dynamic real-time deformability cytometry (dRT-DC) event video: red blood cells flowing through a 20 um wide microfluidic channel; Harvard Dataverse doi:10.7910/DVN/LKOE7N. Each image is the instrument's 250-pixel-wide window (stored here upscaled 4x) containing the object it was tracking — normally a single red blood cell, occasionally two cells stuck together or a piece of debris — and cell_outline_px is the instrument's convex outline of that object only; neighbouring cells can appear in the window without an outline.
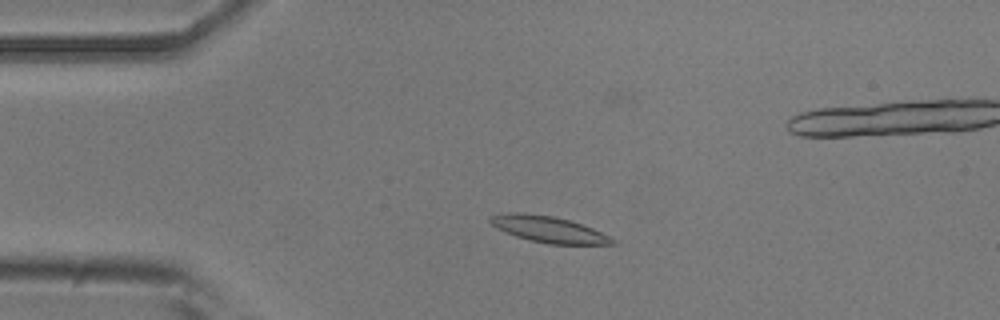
{"species": "common noctule bat (a hibernating species)", "species_latin": "Nyctalus noctula", "temperature_condition": "room temperature", "stored_images_in_passage": 50, "camera_frame_rate_fps": 3000, "um_per_image_px": 0.085, "animal": {"sex": "male", "body_mass_g": 20.5, "forearm_length_mm": 52.5}, "frame": {"image": 1, "passage_image": 9, "time_ms": 2.667, "image_size_px": [1000, 320], "cell_outline_px": [[620, 244], [548, 244], [516, 236], [504, 232], [496, 228], [488, 220], [492, 216], [512, 212], [520, 212], [552, 216], [568, 220], [592, 228], [616, 240]], "centroid_in_image_um": [46.63, 19.5], "position_along_channel_um": 38.4, "area_um2": 18.38}}
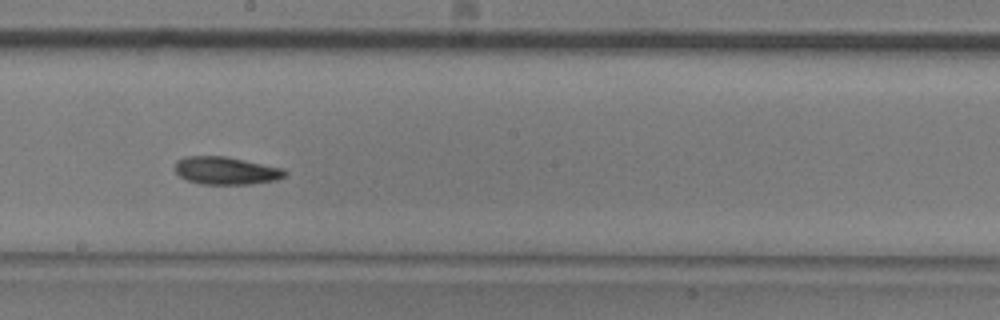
{"frame": {"image": 2, "passage_image": 26, "time_ms": 8.333, "image_size_px": [1000, 320], "cell_outline_px": [[288, 176], [276, 180], [248, 184], [200, 184], [188, 180], [180, 176], [176, 172], [176, 160], [184, 156], [224, 156], [284, 168], [288, 172]], "centroid_in_image_um": [19.24, 14.5], "position_along_channel_um": 229.0, "area_um2": 17.8}}
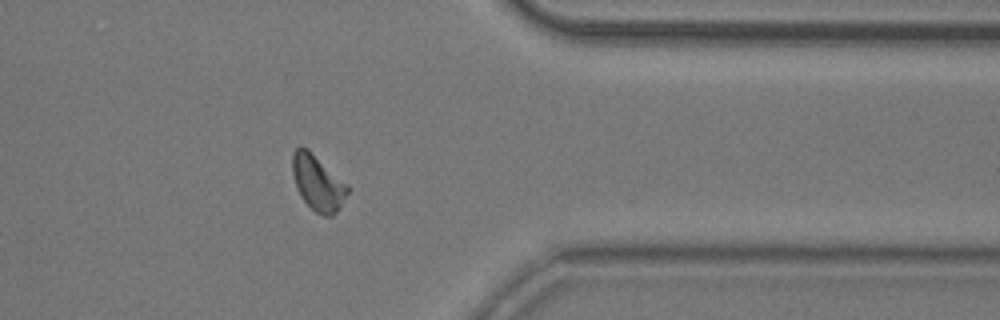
{"frame": {"image": 3, "passage_image": 39, "time_ms": 12.667, "image_size_px": [1000, 320], "cell_outline_px": [[352, 188], [336, 212], [332, 216], [324, 216], [316, 212], [300, 196], [296, 188], [292, 172], [292, 152], [300, 144], [308, 148], [348, 184]], "centroid_in_image_um": [27.02, 15.5], "position_along_channel_um": 384.4, "area_um2": 18.15}, "authors_computed_cell_mechanics": {"area_um2": 17.6868, "velocity_mm_per_s": 3.8948, "shape_relaxation_time_tau1_ms": 4.7489, "shape_relaxation_time_tau2_ms": null, "deformation_change_tau1": 0.138, "deformation_change_tau2": null}}